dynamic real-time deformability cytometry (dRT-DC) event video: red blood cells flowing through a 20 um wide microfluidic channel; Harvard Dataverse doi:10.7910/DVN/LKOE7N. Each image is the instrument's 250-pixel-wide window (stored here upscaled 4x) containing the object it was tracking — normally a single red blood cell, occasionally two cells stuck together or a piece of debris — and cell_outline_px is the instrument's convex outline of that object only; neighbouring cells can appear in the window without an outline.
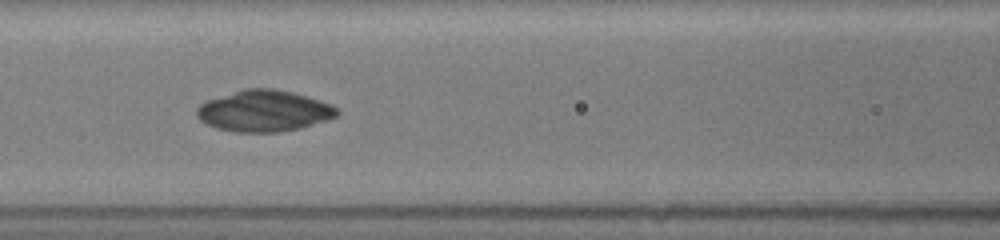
{"species": "common noctule bat (a hibernating species)", "species_latin": "Nyctalus noctula", "temperature_condition": "room temperature", "stored_images_in_passage": 20, "camera_frame_rate_fps": 3000, "um_per_image_px": 0.085, "animal": {"sex": "female", "body_mass_g": 19.5, "forearm_length_mm": 54.1}, "frame": {"image": 1, "passage_image": 6, "time_ms": 2.667, "image_size_px": [1000, 240], "cell_outline_px": [[340, 112], [336, 116], [328, 120], [300, 128], [280, 132], [236, 132], [216, 128], [200, 120], [196, 116], [196, 108], [200, 104], [208, 100], [244, 88], [272, 88], [292, 92], [332, 104]], "centroid_in_image_um": [22.44, 9.43], "position_along_channel_um": 144.2, "area_um2": 33.7}}
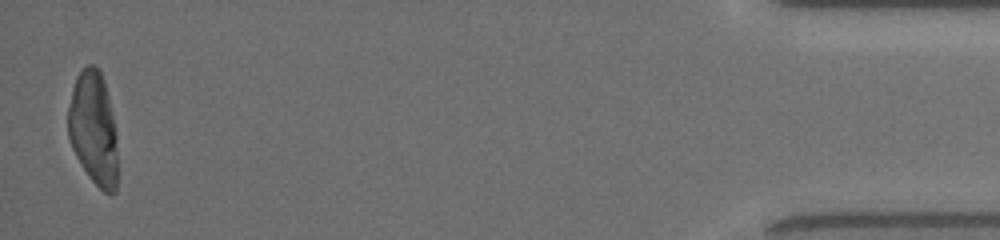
{"frame": {"image": 2, "passage_image": 20, "time_ms": 11.667, "image_size_px": [1000, 240], "cell_outline_px": [[116, 192], [112, 196], [104, 192], [88, 176], [76, 156], [72, 148], [68, 136], [68, 108], [72, 88], [76, 76], [88, 64], [92, 64], [100, 68], [104, 80], [116, 128]], "centroid_in_image_um": [7.94, 10.91], "position_along_channel_um": 427.3, "area_um2": 32.89}}